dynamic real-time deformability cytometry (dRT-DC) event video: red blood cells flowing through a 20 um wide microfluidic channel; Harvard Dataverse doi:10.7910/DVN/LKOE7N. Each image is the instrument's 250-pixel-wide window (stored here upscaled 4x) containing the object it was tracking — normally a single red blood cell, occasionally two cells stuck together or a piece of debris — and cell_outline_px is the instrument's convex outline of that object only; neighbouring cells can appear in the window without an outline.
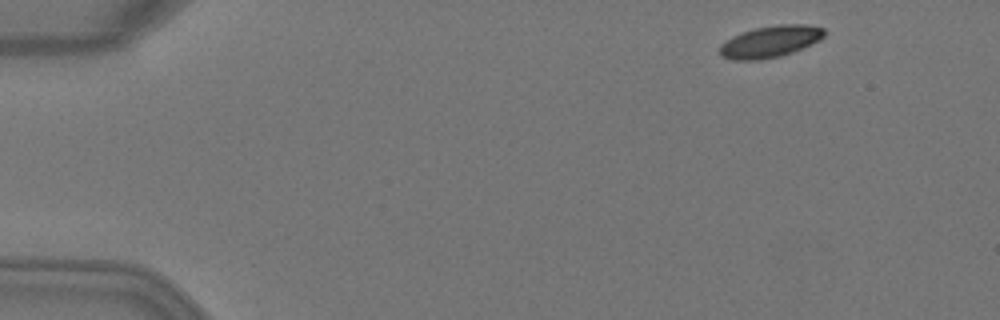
{"species": "Egyptian fruit bat (a non-hibernating species)", "species_latin": "Rousettus aegyptiacus", "temperature_condition": "warm", "stored_images_in_passage": 5, "camera_frame_rate_fps": 3000, "um_per_image_px": 0.085, "animal": {"sex": "female"}, "frame": {"image": 1, "passage_image": 1, "time_ms": 0.0, "image_size_px": [1000, 320], "cell_outline_px": [[824, 36], [820, 40], [812, 44], [792, 52], [780, 56], [760, 60], [732, 60], [720, 56], [720, 44], [732, 36], [756, 28], [780, 24], [808, 24], [824, 28]], "centroid_in_image_um": [65.47, 3.54], "position_along_channel_um": 19.5, "area_um2": 19.31}}
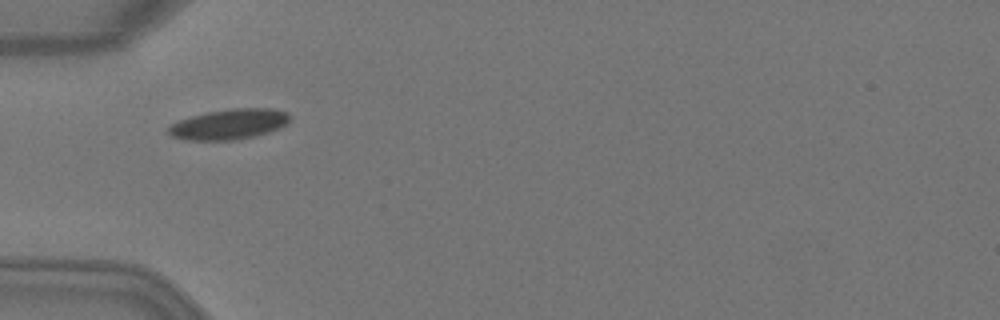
{"frame": {"image": 2, "passage_image": 4, "time_ms": 1.0, "image_size_px": [1000, 320], "cell_outline_px": [[288, 124], [280, 128], [256, 136], [232, 140], [184, 140], [172, 136], [168, 132], [168, 128], [172, 124], [180, 120], [192, 116], [208, 112], [232, 108], [272, 108], [288, 112]], "centroid_in_image_um": [19.5, 10.56], "position_along_channel_um": 65.5, "area_um2": 21.39}}
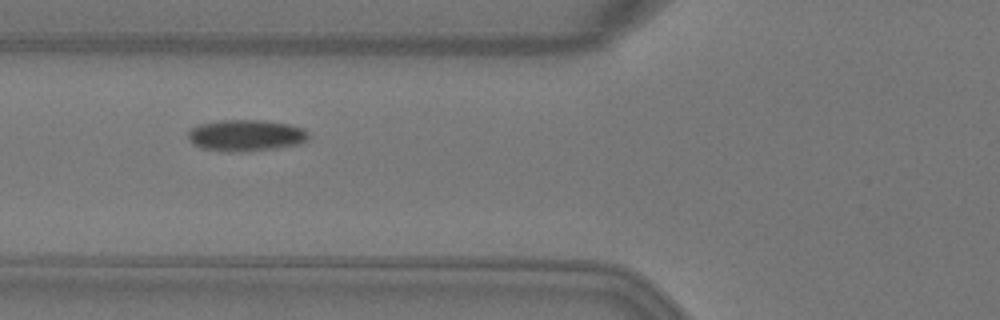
{"frame": {"image": 3, "passage_image": 5, "time_ms": 1.333, "image_size_px": [1000, 320], "cell_outline_px": [[308, 136], [304, 140], [296, 144], [272, 148], [240, 152], [228, 152], [200, 148], [192, 144], [188, 140], [188, 132], [192, 128], [200, 124], [220, 120], [264, 120], [288, 124], [304, 128], [308, 132]], "centroid_in_image_um": [20.84, 11.5], "position_along_channel_um": 105.0, "area_um2": 21.96}}